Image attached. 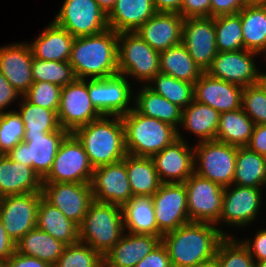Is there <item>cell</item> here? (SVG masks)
<instances>
[{
	"mask_svg": "<svg viewBox=\"0 0 266 267\" xmlns=\"http://www.w3.org/2000/svg\"><path fill=\"white\" fill-rule=\"evenodd\" d=\"M254 127L255 123L243 111L242 107L220 113L216 140L237 147L247 146Z\"/></svg>",
	"mask_w": 266,
	"mask_h": 267,
	"instance_id": "cell-37",
	"label": "cell"
},
{
	"mask_svg": "<svg viewBox=\"0 0 266 267\" xmlns=\"http://www.w3.org/2000/svg\"><path fill=\"white\" fill-rule=\"evenodd\" d=\"M102 115L93 106L87 88V79H75L62 87L57 113L61 128L72 133Z\"/></svg>",
	"mask_w": 266,
	"mask_h": 267,
	"instance_id": "cell-12",
	"label": "cell"
},
{
	"mask_svg": "<svg viewBox=\"0 0 266 267\" xmlns=\"http://www.w3.org/2000/svg\"><path fill=\"white\" fill-rule=\"evenodd\" d=\"M160 73L194 84L204 72L180 43L160 52Z\"/></svg>",
	"mask_w": 266,
	"mask_h": 267,
	"instance_id": "cell-36",
	"label": "cell"
},
{
	"mask_svg": "<svg viewBox=\"0 0 266 267\" xmlns=\"http://www.w3.org/2000/svg\"><path fill=\"white\" fill-rule=\"evenodd\" d=\"M110 117L102 115L72 132L94 169L121 161L127 155L121 116H112L111 120Z\"/></svg>",
	"mask_w": 266,
	"mask_h": 267,
	"instance_id": "cell-3",
	"label": "cell"
},
{
	"mask_svg": "<svg viewBox=\"0 0 266 267\" xmlns=\"http://www.w3.org/2000/svg\"><path fill=\"white\" fill-rule=\"evenodd\" d=\"M23 121L17 111L0 114V154H7L23 140Z\"/></svg>",
	"mask_w": 266,
	"mask_h": 267,
	"instance_id": "cell-45",
	"label": "cell"
},
{
	"mask_svg": "<svg viewBox=\"0 0 266 267\" xmlns=\"http://www.w3.org/2000/svg\"><path fill=\"white\" fill-rule=\"evenodd\" d=\"M243 87L216 79L204 72L194 83V100L209 105L219 113L241 108Z\"/></svg>",
	"mask_w": 266,
	"mask_h": 267,
	"instance_id": "cell-22",
	"label": "cell"
},
{
	"mask_svg": "<svg viewBox=\"0 0 266 267\" xmlns=\"http://www.w3.org/2000/svg\"><path fill=\"white\" fill-rule=\"evenodd\" d=\"M41 197V192L0 197V219L15 243L36 227Z\"/></svg>",
	"mask_w": 266,
	"mask_h": 267,
	"instance_id": "cell-14",
	"label": "cell"
},
{
	"mask_svg": "<svg viewBox=\"0 0 266 267\" xmlns=\"http://www.w3.org/2000/svg\"><path fill=\"white\" fill-rule=\"evenodd\" d=\"M62 87L50 82L33 83L22 96L27 102L58 113Z\"/></svg>",
	"mask_w": 266,
	"mask_h": 267,
	"instance_id": "cell-46",
	"label": "cell"
},
{
	"mask_svg": "<svg viewBox=\"0 0 266 267\" xmlns=\"http://www.w3.org/2000/svg\"><path fill=\"white\" fill-rule=\"evenodd\" d=\"M255 267H266V260L255 262Z\"/></svg>",
	"mask_w": 266,
	"mask_h": 267,
	"instance_id": "cell-61",
	"label": "cell"
},
{
	"mask_svg": "<svg viewBox=\"0 0 266 267\" xmlns=\"http://www.w3.org/2000/svg\"><path fill=\"white\" fill-rule=\"evenodd\" d=\"M162 183H184L194 173V148L178 139L150 157Z\"/></svg>",
	"mask_w": 266,
	"mask_h": 267,
	"instance_id": "cell-20",
	"label": "cell"
},
{
	"mask_svg": "<svg viewBox=\"0 0 266 267\" xmlns=\"http://www.w3.org/2000/svg\"><path fill=\"white\" fill-rule=\"evenodd\" d=\"M227 235L208 222H189L163 234L172 267H192L211 261L216 256L218 244Z\"/></svg>",
	"mask_w": 266,
	"mask_h": 267,
	"instance_id": "cell-1",
	"label": "cell"
},
{
	"mask_svg": "<svg viewBox=\"0 0 266 267\" xmlns=\"http://www.w3.org/2000/svg\"><path fill=\"white\" fill-rule=\"evenodd\" d=\"M20 109L17 111L23 121L24 135H46L60 128L57 113L44 107L27 102L20 97Z\"/></svg>",
	"mask_w": 266,
	"mask_h": 267,
	"instance_id": "cell-39",
	"label": "cell"
},
{
	"mask_svg": "<svg viewBox=\"0 0 266 267\" xmlns=\"http://www.w3.org/2000/svg\"><path fill=\"white\" fill-rule=\"evenodd\" d=\"M214 28L218 52L243 49L242 24L239 14L214 17Z\"/></svg>",
	"mask_w": 266,
	"mask_h": 267,
	"instance_id": "cell-41",
	"label": "cell"
},
{
	"mask_svg": "<svg viewBox=\"0 0 266 267\" xmlns=\"http://www.w3.org/2000/svg\"><path fill=\"white\" fill-rule=\"evenodd\" d=\"M152 198L156 224L163 234L190 222L184 183H162Z\"/></svg>",
	"mask_w": 266,
	"mask_h": 267,
	"instance_id": "cell-16",
	"label": "cell"
},
{
	"mask_svg": "<svg viewBox=\"0 0 266 267\" xmlns=\"http://www.w3.org/2000/svg\"><path fill=\"white\" fill-rule=\"evenodd\" d=\"M118 73L147 84L160 73V52L135 32L118 33ZM146 81V82H145Z\"/></svg>",
	"mask_w": 266,
	"mask_h": 267,
	"instance_id": "cell-6",
	"label": "cell"
},
{
	"mask_svg": "<svg viewBox=\"0 0 266 267\" xmlns=\"http://www.w3.org/2000/svg\"><path fill=\"white\" fill-rule=\"evenodd\" d=\"M123 233L121 206L93 200L79 226V241L106 256Z\"/></svg>",
	"mask_w": 266,
	"mask_h": 267,
	"instance_id": "cell-5",
	"label": "cell"
},
{
	"mask_svg": "<svg viewBox=\"0 0 266 267\" xmlns=\"http://www.w3.org/2000/svg\"><path fill=\"white\" fill-rule=\"evenodd\" d=\"M125 149L136 157H151L178 139V130L156 118L138 113L134 108L121 116Z\"/></svg>",
	"mask_w": 266,
	"mask_h": 267,
	"instance_id": "cell-4",
	"label": "cell"
},
{
	"mask_svg": "<svg viewBox=\"0 0 266 267\" xmlns=\"http://www.w3.org/2000/svg\"><path fill=\"white\" fill-rule=\"evenodd\" d=\"M261 191V188L233 184L225 187L220 219L215 225L223 221L226 225L235 227L250 225L261 207Z\"/></svg>",
	"mask_w": 266,
	"mask_h": 267,
	"instance_id": "cell-19",
	"label": "cell"
},
{
	"mask_svg": "<svg viewBox=\"0 0 266 267\" xmlns=\"http://www.w3.org/2000/svg\"><path fill=\"white\" fill-rule=\"evenodd\" d=\"M135 267H172L166 246L160 242Z\"/></svg>",
	"mask_w": 266,
	"mask_h": 267,
	"instance_id": "cell-50",
	"label": "cell"
},
{
	"mask_svg": "<svg viewBox=\"0 0 266 267\" xmlns=\"http://www.w3.org/2000/svg\"><path fill=\"white\" fill-rule=\"evenodd\" d=\"M33 82H50L61 87L72 83L76 77L69 62L47 61L33 58Z\"/></svg>",
	"mask_w": 266,
	"mask_h": 267,
	"instance_id": "cell-42",
	"label": "cell"
},
{
	"mask_svg": "<svg viewBox=\"0 0 266 267\" xmlns=\"http://www.w3.org/2000/svg\"><path fill=\"white\" fill-rule=\"evenodd\" d=\"M220 113L210 107L193 100L185 109H182L183 129L200 137L199 142L216 140L219 127Z\"/></svg>",
	"mask_w": 266,
	"mask_h": 267,
	"instance_id": "cell-31",
	"label": "cell"
},
{
	"mask_svg": "<svg viewBox=\"0 0 266 267\" xmlns=\"http://www.w3.org/2000/svg\"><path fill=\"white\" fill-rule=\"evenodd\" d=\"M181 43L199 68L206 72L218 53L214 18H185Z\"/></svg>",
	"mask_w": 266,
	"mask_h": 267,
	"instance_id": "cell-17",
	"label": "cell"
},
{
	"mask_svg": "<svg viewBox=\"0 0 266 267\" xmlns=\"http://www.w3.org/2000/svg\"><path fill=\"white\" fill-rule=\"evenodd\" d=\"M192 267H217L216 263H215V260H211V261H208L206 263H202V264H199V265H194Z\"/></svg>",
	"mask_w": 266,
	"mask_h": 267,
	"instance_id": "cell-60",
	"label": "cell"
},
{
	"mask_svg": "<svg viewBox=\"0 0 266 267\" xmlns=\"http://www.w3.org/2000/svg\"><path fill=\"white\" fill-rule=\"evenodd\" d=\"M90 184L93 198L99 202L122 207L133 197L124 159L95 168Z\"/></svg>",
	"mask_w": 266,
	"mask_h": 267,
	"instance_id": "cell-21",
	"label": "cell"
},
{
	"mask_svg": "<svg viewBox=\"0 0 266 267\" xmlns=\"http://www.w3.org/2000/svg\"><path fill=\"white\" fill-rule=\"evenodd\" d=\"M43 180L30 166L0 154V197L41 192Z\"/></svg>",
	"mask_w": 266,
	"mask_h": 267,
	"instance_id": "cell-25",
	"label": "cell"
},
{
	"mask_svg": "<svg viewBox=\"0 0 266 267\" xmlns=\"http://www.w3.org/2000/svg\"><path fill=\"white\" fill-rule=\"evenodd\" d=\"M241 242L249 250L255 262L266 260V229L257 231L254 239Z\"/></svg>",
	"mask_w": 266,
	"mask_h": 267,
	"instance_id": "cell-51",
	"label": "cell"
},
{
	"mask_svg": "<svg viewBox=\"0 0 266 267\" xmlns=\"http://www.w3.org/2000/svg\"><path fill=\"white\" fill-rule=\"evenodd\" d=\"M217 267H255L249 250L232 236H226L217 247L214 258Z\"/></svg>",
	"mask_w": 266,
	"mask_h": 267,
	"instance_id": "cell-43",
	"label": "cell"
},
{
	"mask_svg": "<svg viewBox=\"0 0 266 267\" xmlns=\"http://www.w3.org/2000/svg\"><path fill=\"white\" fill-rule=\"evenodd\" d=\"M183 22L179 13L156 12L135 33L151 48L161 52L181 43Z\"/></svg>",
	"mask_w": 266,
	"mask_h": 267,
	"instance_id": "cell-24",
	"label": "cell"
},
{
	"mask_svg": "<svg viewBox=\"0 0 266 267\" xmlns=\"http://www.w3.org/2000/svg\"><path fill=\"white\" fill-rule=\"evenodd\" d=\"M69 64L76 79H102L119 74L118 33L107 28L95 35L74 38Z\"/></svg>",
	"mask_w": 266,
	"mask_h": 267,
	"instance_id": "cell-2",
	"label": "cell"
},
{
	"mask_svg": "<svg viewBox=\"0 0 266 267\" xmlns=\"http://www.w3.org/2000/svg\"><path fill=\"white\" fill-rule=\"evenodd\" d=\"M161 242L153 235L126 233L106 254V257L120 267H135Z\"/></svg>",
	"mask_w": 266,
	"mask_h": 267,
	"instance_id": "cell-29",
	"label": "cell"
},
{
	"mask_svg": "<svg viewBox=\"0 0 266 267\" xmlns=\"http://www.w3.org/2000/svg\"><path fill=\"white\" fill-rule=\"evenodd\" d=\"M146 86L181 109L194 100V84L163 73H158Z\"/></svg>",
	"mask_w": 266,
	"mask_h": 267,
	"instance_id": "cell-40",
	"label": "cell"
},
{
	"mask_svg": "<svg viewBox=\"0 0 266 267\" xmlns=\"http://www.w3.org/2000/svg\"><path fill=\"white\" fill-rule=\"evenodd\" d=\"M36 227L66 246L79 241V227L43 197L39 201Z\"/></svg>",
	"mask_w": 266,
	"mask_h": 267,
	"instance_id": "cell-30",
	"label": "cell"
},
{
	"mask_svg": "<svg viewBox=\"0 0 266 267\" xmlns=\"http://www.w3.org/2000/svg\"><path fill=\"white\" fill-rule=\"evenodd\" d=\"M16 252V244L9 237L0 219V264L9 260Z\"/></svg>",
	"mask_w": 266,
	"mask_h": 267,
	"instance_id": "cell-55",
	"label": "cell"
},
{
	"mask_svg": "<svg viewBox=\"0 0 266 267\" xmlns=\"http://www.w3.org/2000/svg\"><path fill=\"white\" fill-rule=\"evenodd\" d=\"M233 185L261 188L266 185V157L238 147Z\"/></svg>",
	"mask_w": 266,
	"mask_h": 267,
	"instance_id": "cell-38",
	"label": "cell"
},
{
	"mask_svg": "<svg viewBox=\"0 0 266 267\" xmlns=\"http://www.w3.org/2000/svg\"><path fill=\"white\" fill-rule=\"evenodd\" d=\"M93 170L82 144L69 133L61 142L52 169L43 183H90Z\"/></svg>",
	"mask_w": 266,
	"mask_h": 267,
	"instance_id": "cell-9",
	"label": "cell"
},
{
	"mask_svg": "<svg viewBox=\"0 0 266 267\" xmlns=\"http://www.w3.org/2000/svg\"><path fill=\"white\" fill-rule=\"evenodd\" d=\"M74 37L53 21L33 43H28L33 58L47 61L69 62Z\"/></svg>",
	"mask_w": 266,
	"mask_h": 267,
	"instance_id": "cell-27",
	"label": "cell"
},
{
	"mask_svg": "<svg viewBox=\"0 0 266 267\" xmlns=\"http://www.w3.org/2000/svg\"><path fill=\"white\" fill-rule=\"evenodd\" d=\"M21 96L0 72V114L4 113L5 108Z\"/></svg>",
	"mask_w": 266,
	"mask_h": 267,
	"instance_id": "cell-54",
	"label": "cell"
},
{
	"mask_svg": "<svg viewBox=\"0 0 266 267\" xmlns=\"http://www.w3.org/2000/svg\"><path fill=\"white\" fill-rule=\"evenodd\" d=\"M249 0H211V17L238 14Z\"/></svg>",
	"mask_w": 266,
	"mask_h": 267,
	"instance_id": "cell-49",
	"label": "cell"
},
{
	"mask_svg": "<svg viewBox=\"0 0 266 267\" xmlns=\"http://www.w3.org/2000/svg\"><path fill=\"white\" fill-rule=\"evenodd\" d=\"M101 255L86 243L78 241L65 246L53 267H98Z\"/></svg>",
	"mask_w": 266,
	"mask_h": 267,
	"instance_id": "cell-44",
	"label": "cell"
},
{
	"mask_svg": "<svg viewBox=\"0 0 266 267\" xmlns=\"http://www.w3.org/2000/svg\"><path fill=\"white\" fill-rule=\"evenodd\" d=\"M68 134L60 127L46 135H24L7 155L12 161L32 167L43 180L51 171L59 146Z\"/></svg>",
	"mask_w": 266,
	"mask_h": 267,
	"instance_id": "cell-8",
	"label": "cell"
},
{
	"mask_svg": "<svg viewBox=\"0 0 266 267\" xmlns=\"http://www.w3.org/2000/svg\"><path fill=\"white\" fill-rule=\"evenodd\" d=\"M249 2L266 3V0H249Z\"/></svg>",
	"mask_w": 266,
	"mask_h": 267,
	"instance_id": "cell-62",
	"label": "cell"
},
{
	"mask_svg": "<svg viewBox=\"0 0 266 267\" xmlns=\"http://www.w3.org/2000/svg\"><path fill=\"white\" fill-rule=\"evenodd\" d=\"M124 163L133 196H153L158 191L162 182L150 157L127 154Z\"/></svg>",
	"mask_w": 266,
	"mask_h": 267,
	"instance_id": "cell-34",
	"label": "cell"
},
{
	"mask_svg": "<svg viewBox=\"0 0 266 267\" xmlns=\"http://www.w3.org/2000/svg\"><path fill=\"white\" fill-rule=\"evenodd\" d=\"M98 267H120L117 264H114L106 256H101L98 262Z\"/></svg>",
	"mask_w": 266,
	"mask_h": 267,
	"instance_id": "cell-59",
	"label": "cell"
},
{
	"mask_svg": "<svg viewBox=\"0 0 266 267\" xmlns=\"http://www.w3.org/2000/svg\"><path fill=\"white\" fill-rule=\"evenodd\" d=\"M123 227L131 234L153 235L162 239L158 229L152 196H133L122 207Z\"/></svg>",
	"mask_w": 266,
	"mask_h": 267,
	"instance_id": "cell-28",
	"label": "cell"
},
{
	"mask_svg": "<svg viewBox=\"0 0 266 267\" xmlns=\"http://www.w3.org/2000/svg\"><path fill=\"white\" fill-rule=\"evenodd\" d=\"M237 149V146L217 140L198 142L194 146V172L223 188L231 186Z\"/></svg>",
	"mask_w": 266,
	"mask_h": 267,
	"instance_id": "cell-7",
	"label": "cell"
},
{
	"mask_svg": "<svg viewBox=\"0 0 266 267\" xmlns=\"http://www.w3.org/2000/svg\"><path fill=\"white\" fill-rule=\"evenodd\" d=\"M53 22L74 38L98 34L107 28V15L95 0H64Z\"/></svg>",
	"mask_w": 266,
	"mask_h": 267,
	"instance_id": "cell-10",
	"label": "cell"
},
{
	"mask_svg": "<svg viewBox=\"0 0 266 267\" xmlns=\"http://www.w3.org/2000/svg\"><path fill=\"white\" fill-rule=\"evenodd\" d=\"M183 0H153L157 12L179 13Z\"/></svg>",
	"mask_w": 266,
	"mask_h": 267,
	"instance_id": "cell-56",
	"label": "cell"
},
{
	"mask_svg": "<svg viewBox=\"0 0 266 267\" xmlns=\"http://www.w3.org/2000/svg\"><path fill=\"white\" fill-rule=\"evenodd\" d=\"M15 244L17 253L35 257L49 263L52 267L62 255L66 246L37 227L30 230Z\"/></svg>",
	"mask_w": 266,
	"mask_h": 267,
	"instance_id": "cell-35",
	"label": "cell"
},
{
	"mask_svg": "<svg viewBox=\"0 0 266 267\" xmlns=\"http://www.w3.org/2000/svg\"><path fill=\"white\" fill-rule=\"evenodd\" d=\"M42 197L78 227L94 200L90 183H42Z\"/></svg>",
	"mask_w": 266,
	"mask_h": 267,
	"instance_id": "cell-15",
	"label": "cell"
},
{
	"mask_svg": "<svg viewBox=\"0 0 266 267\" xmlns=\"http://www.w3.org/2000/svg\"><path fill=\"white\" fill-rule=\"evenodd\" d=\"M255 55L259 53L245 49L218 52L206 73L216 79L242 87L255 85L259 74L254 61Z\"/></svg>",
	"mask_w": 266,
	"mask_h": 267,
	"instance_id": "cell-18",
	"label": "cell"
},
{
	"mask_svg": "<svg viewBox=\"0 0 266 267\" xmlns=\"http://www.w3.org/2000/svg\"><path fill=\"white\" fill-rule=\"evenodd\" d=\"M32 61L33 54L28 43L0 47V72L21 96L34 83Z\"/></svg>",
	"mask_w": 266,
	"mask_h": 267,
	"instance_id": "cell-23",
	"label": "cell"
},
{
	"mask_svg": "<svg viewBox=\"0 0 266 267\" xmlns=\"http://www.w3.org/2000/svg\"><path fill=\"white\" fill-rule=\"evenodd\" d=\"M156 12L153 0H117L107 15L108 26L116 33L135 32Z\"/></svg>",
	"mask_w": 266,
	"mask_h": 267,
	"instance_id": "cell-26",
	"label": "cell"
},
{
	"mask_svg": "<svg viewBox=\"0 0 266 267\" xmlns=\"http://www.w3.org/2000/svg\"><path fill=\"white\" fill-rule=\"evenodd\" d=\"M247 147L250 150L266 157V124H255Z\"/></svg>",
	"mask_w": 266,
	"mask_h": 267,
	"instance_id": "cell-52",
	"label": "cell"
},
{
	"mask_svg": "<svg viewBox=\"0 0 266 267\" xmlns=\"http://www.w3.org/2000/svg\"><path fill=\"white\" fill-rule=\"evenodd\" d=\"M2 265L4 267H52L47 262L17 252H15L13 256Z\"/></svg>",
	"mask_w": 266,
	"mask_h": 267,
	"instance_id": "cell-53",
	"label": "cell"
},
{
	"mask_svg": "<svg viewBox=\"0 0 266 267\" xmlns=\"http://www.w3.org/2000/svg\"><path fill=\"white\" fill-rule=\"evenodd\" d=\"M241 107L255 124H266V95L257 84L243 87Z\"/></svg>",
	"mask_w": 266,
	"mask_h": 267,
	"instance_id": "cell-47",
	"label": "cell"
},
{
	"mask_svg": "<svg viewBox=\"0 0 266 267\" xmlns=\"http://www.w3.org/2000/svg\"><path fill=\"white\" fill-rule=\"evenodd\" d=\"M106 15L113 9L117 0H95Z\"/></svg>",
	"mask_w": 266,
	"mask_h": 267,
	"instance_id": "cell-57",
	"label": "cell"
},
{
	"mask_svg": "<svg viewBox=\"0 0 266 267\" xmlns=\"http://www.w3.org/2000/svg\"><path fill=\"white\" fill-rule=\"evenodd\" d=\"M133 99L134 109L147 117L156 118L164 123L175 127L181 124L182 109L176 104L171 103L163 96L153 92L146 84L136 93Z\"/></svg>",
	"mask_w": 266,
	"mask_h": 267,
	"instance_id": "cell-32",
	"label": "cell"
},
{
	"mask_svg": "<svg viewBox=\"0 0 266 267\" xmlns=\"http://www.w3.org/2000/svg\"><path fill=\"white\" fill-rule=\"evenodd\" d=\"M259 88L264 92V94L266 95V73H261L259 71L258 74V79H257V83H256Z\"/></svg>",
	"mask_w": 266,
	"mask_h": 267,
	"instance_id": "cell-58",
	"label": "cell"
},
{
	"mask_svg": "<svg viewBox=\"0 0 266 267\" xmlns=\"http://www.w3.org/2000/svg\"><path fill=\"white\" fill-rule=\"evenodd\" d=\"M131 83L127 77L117 74L102 79H87L89 97L93 106L103 116H123L130 107Z\"/></svg>",
	"mask_w": 266,
	"mask_h": 267,
	"instance_id": "cell-13",
	"label": "cell"
},
{
	"mask_svg": "<svg viewBox=\"0 0 266 267\" xmlns=\"http://www.w3.org/2000/svg\"><path fill=\"white\" fill-rule=\"evenodd\" d=\"M184 184L190 222L216 224L220 219L224 188L195 172Z\"/></svg>",
	"mask_w": 266,
	"mask_h": 267,
	"instance_id": "cell-11",
	"label": "cell"
},
{
	"mask_svg": "<svg viewBox=\"0 0 266 267\" xmlns=\"http://www.w3.org/2000/svg\"><path fill=\"white\" fill-rule=\"evenodd\" d=\"M242 24L243 49L266 51V3L250 2L239 13Z\"/></svg>",
	"mask_w": 266,
	"mask_h": 267,
	"instance_id": "cell-33",
	"label": "cell"
},
{
	"mask_svg": "<svg viewBox=\"0 0 266 267\" xmlns=\"http://www.w3.org/2000/svg\"><path fill=\"white\" fill-rule=\"evenodd\" d=\"M179 15L184 19L211 17V0H183Z\"/></svg>",
	"mask_w": 266,
	"mask_h": 267,
	"instance_id": "cell-48",
	"label": "cell"
}]
</instances>
